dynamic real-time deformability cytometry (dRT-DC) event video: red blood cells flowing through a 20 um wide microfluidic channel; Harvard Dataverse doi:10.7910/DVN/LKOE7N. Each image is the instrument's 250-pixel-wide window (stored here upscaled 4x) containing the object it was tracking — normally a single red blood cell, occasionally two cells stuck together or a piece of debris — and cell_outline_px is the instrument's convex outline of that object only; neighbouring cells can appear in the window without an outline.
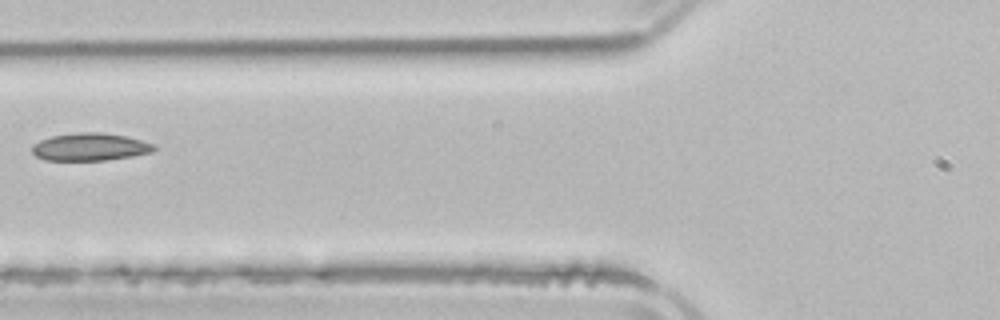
{"species": "common noctule bat (a hibernating species)", "species_latin": "Nyctalus noctula", "temperature_condition": "room temperature", "stored_images_in_passage": 2, "camera_frame_rate_fps": 3000, "um_per_image_px": 0.085, "animal": {"sex": "male", "body_mass_g": 21.5, "forearm_length_mm": 52.0}, "frame": {"image": 1, "passage_image": 2, "time_ms": 1.333, "image_size_px": [1000, 320], "cell_outline_px": [[156, 148], [152, 152], [132, 156], [104, 160], [44, 160], [36, 156], [32, 152], [32, 144], [40, 140], [52, 136], [76, 132], [100, 132], [128, 136], [156, 144]], "centroid_in_image_um": [7.67, 12.48], "position_along_channel_um": 118.1, "area_um2": 19.77}}